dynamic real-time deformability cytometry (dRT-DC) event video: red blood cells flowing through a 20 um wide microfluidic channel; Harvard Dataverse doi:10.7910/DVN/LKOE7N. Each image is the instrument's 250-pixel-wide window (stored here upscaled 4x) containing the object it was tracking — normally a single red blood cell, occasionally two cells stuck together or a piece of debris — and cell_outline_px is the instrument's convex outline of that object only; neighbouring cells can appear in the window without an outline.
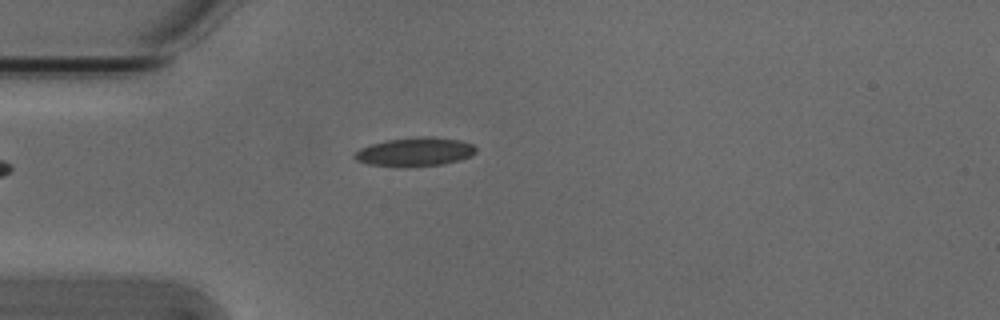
{"species": "Egyptian fruit bat (a non-hibernating species)", "species_latin": "Rousettus aegyptiacus", "temperature_condition": "cold", "stored_images_in_passage": 5, "camera_frame_rate_fps": 3000, "um_per_image_px": 0.085, "animal": {"sex": "male"}, "frame": {"image": 1, "passage_image": 4, "time_ms": 1.0, "image_size_px": [1000, 320], "cell_outline_px": [[476, 152], [472, 156], [460, 160], [444, 164], [368, 164], [356, 160], [352, 156], [360, 148], [384, 140], [416, 136], [432, 136], [460, 140], [472, 144], [476, 148]], "centroid_in_image_um": [35.32, 12.85], "position_along_channel_um": 49.7, "area_um2": 19.71}}